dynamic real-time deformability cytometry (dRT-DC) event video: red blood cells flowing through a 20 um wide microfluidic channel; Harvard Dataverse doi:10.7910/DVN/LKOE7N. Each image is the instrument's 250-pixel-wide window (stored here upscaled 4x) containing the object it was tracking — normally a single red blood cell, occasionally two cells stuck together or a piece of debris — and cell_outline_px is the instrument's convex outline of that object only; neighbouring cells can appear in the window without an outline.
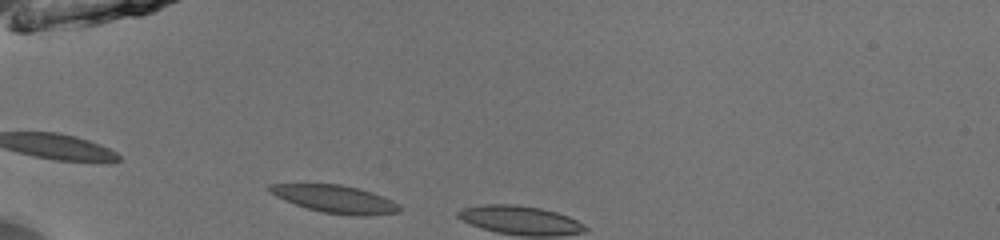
{"species": "common noctule bat (a hibernating species)", "species_latin": "Nyctalus noctula", "temperature_condition": "room temperature", "stored_images_in_passage": 3, "camera_frame_rate_fps": 3000, "um_per_image_px": 0.085, "animal": {"sex": "male", "body_mass_g": 13.0, "forearm_length_mm": 53.1}, "frame": {"image": 1, "passage_image": 1, "time_ms": 0.0, "image_size_px": [1000, 240], "cell_outline_px": [[400, 208], [396, 212], [364, 216], [352, 216], [324, 212], [308, 208], [284, 200], [268, 192], [264, 188], [268, 184], [340, 184], [360, 188], [372, 192], [392, 200], [400, 204]], "centroid_in_image_um": [28.45, 16.9], "position_along_channel_um": 56.5, "area_um2": 20.92}}